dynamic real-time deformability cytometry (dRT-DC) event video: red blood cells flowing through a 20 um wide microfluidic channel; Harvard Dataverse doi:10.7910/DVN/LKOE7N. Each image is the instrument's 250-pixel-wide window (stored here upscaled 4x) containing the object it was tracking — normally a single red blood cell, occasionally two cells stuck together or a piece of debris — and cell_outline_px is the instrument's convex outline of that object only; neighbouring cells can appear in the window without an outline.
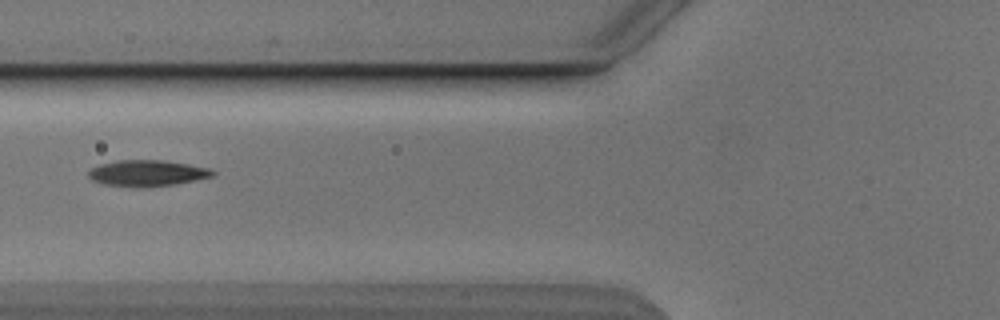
{"species": "Egyptian fruit bat (a non-hibernating species)", "species_latin": "Rousettus aegyptiacus", "temperature_condition": "cold", "stored_images_in_passage": 3, "camera_frame_rate_fps": 3000, "um_per_image_px": 0.085, "animal": {"sex": "male"}, "frame": {"image": 1, "passage_image": 3, "time_ms": 2.333, "image_size_px": [1000, 320], "cell_outline_px": [[216, 172], [212, 176], [196, 180], [176, 184], [140, 188], [136, 188], [104, 184], [92, 180], [88, 176], [88, 172], [92, 168], [100, 164], [116, 160], [160, 160], [188, 164], [208, 168]], "centroid_in_image_um": [12.48, 14.73], "position_along_channel_um": 113.3, "area_um2": 18.96}}